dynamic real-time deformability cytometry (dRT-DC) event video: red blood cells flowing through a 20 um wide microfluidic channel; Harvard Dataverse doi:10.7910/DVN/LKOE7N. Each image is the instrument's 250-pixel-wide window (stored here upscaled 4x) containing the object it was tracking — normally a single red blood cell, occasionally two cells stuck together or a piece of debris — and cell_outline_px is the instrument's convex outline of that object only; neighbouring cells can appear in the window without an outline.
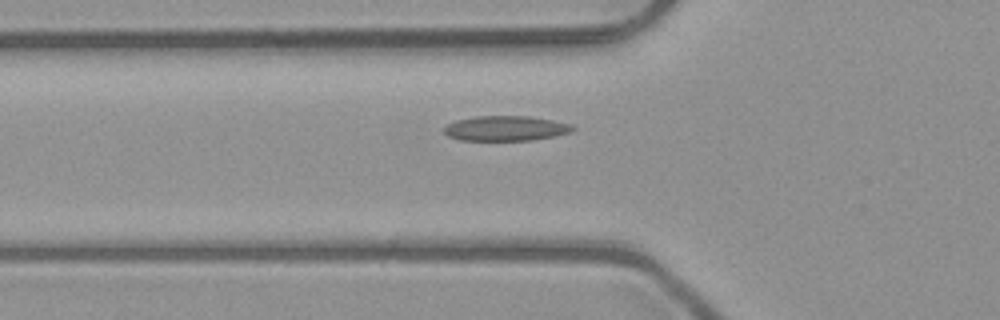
{"species": "common noctule bat (a hibernating species)", "species_latin": "Nyctalus noctula", "temperature_condition": "room temperature", "stored_images_in_passage": 16, "camera_frame_rate_fps": 3000, "um_per_image_px": 0.085, "animal": {"sex": "male", "body_mass_g": 23.1, "forearm_length_mm": 52.7}, "frame": {"image": 1, "passage_image": 2, "time_ms": 0.333, "image_size_px": [1000, 320], "cell_outline_px": [[576, 128], [572, 132], [532, 140], [460, 140], [448, 136], [440, 128], [456, 120], [476, 116], [528, 116], [552, 120], [572, 124]], "centroid_in_image_um": [42.96, 10.9], "position_along_channel_um": 82.8, "area_um2": 18.79}}
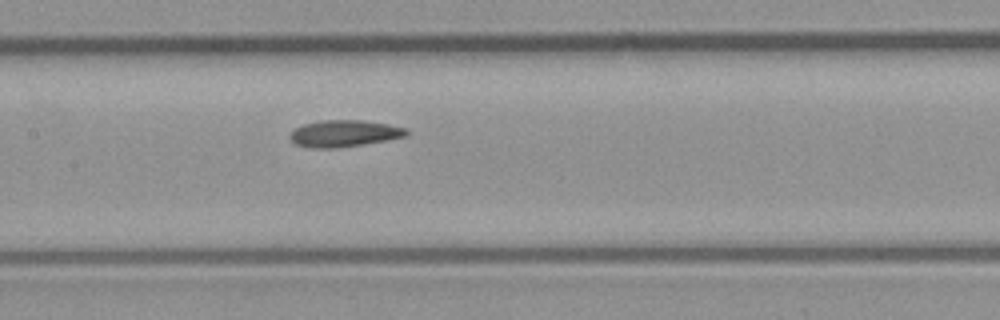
{"frame": {"image": 2, "passage_image": 9, "time_ms": 2.667, "image_size_px": [1000, 320], "cell_outline_px": [[408, 132], [404, 136], [388, 140], [336, 148], [312, 148], [296, 144], [288, 136], [296, 128], [304, 124], [320, 120], [364, 120], [388, 124], [404, 128]], "centroid_in_image_um": [29.23, 11.34], "position_along_channel_um": 178.2, "area_um2": 17.92}}
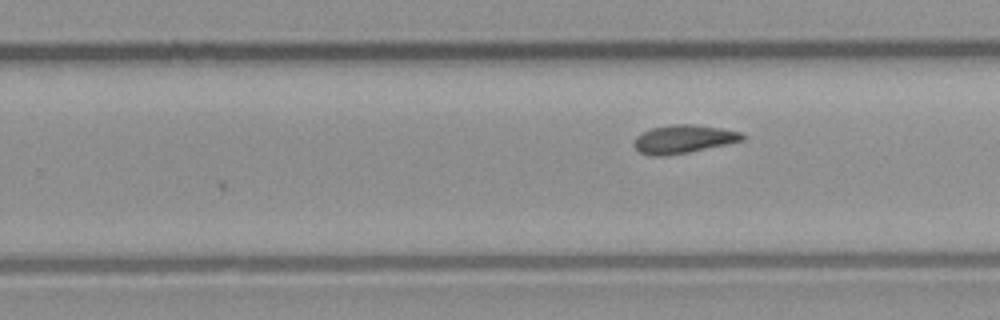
{"frame": {"image": 3, "passage_image": 16, "time_ms": 5.0, "image_size_px": [1000, 320], "cell_outline_px": [[744, 140], [728, 144], [688, 152], [664, 156], [648, 156], [640, 152], [632, 144], [636, 136], [652, 128], [672, 124], [696, 124], [720, 128], [740, 132], [744, 136]], "centroid_in_image_um": [58.07, 11.83], "position_along_channel_um": 271.7, "area_um2": 17.86}}